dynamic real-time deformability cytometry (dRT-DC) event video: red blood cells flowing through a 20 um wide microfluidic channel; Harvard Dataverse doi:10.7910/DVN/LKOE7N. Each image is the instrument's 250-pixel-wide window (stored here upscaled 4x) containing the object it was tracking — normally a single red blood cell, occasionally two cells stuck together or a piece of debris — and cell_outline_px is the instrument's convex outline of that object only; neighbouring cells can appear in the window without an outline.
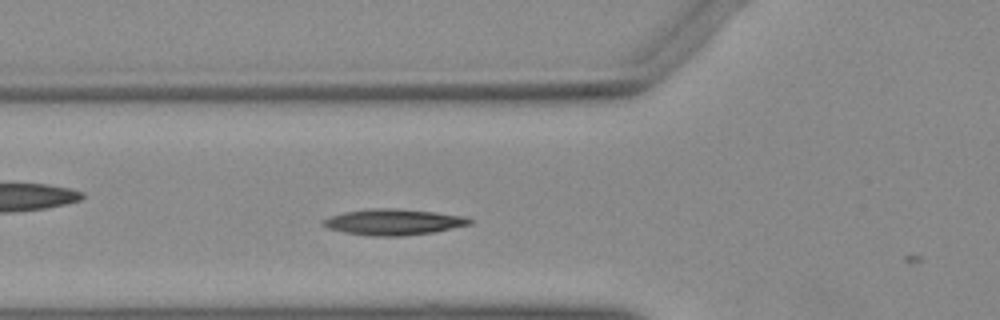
{"species": "Egyptian fruit bat (a non-hibernating species)", "species_latin": "Rousettus aegyptiacus", "temperature_condition": "warm", "stored_images_in_passage": 5, "camera_frame_rate_fps": 3000, "um_per_image_px": 0.085, "animal": {"sex": "female"}, "frame": {"image": 1, "passage_image": 4, "time_ms": 1.0, "image_size_px": [1000, 320], "cell_outline_px": [[476, 220], [472, 224], [432, 232], [400, 236], [376, 236], [344, 232], [328, 228], [324, 224], [324, 220], [332, 216], [344, 212], [376, 208], [396, 208], [436, 212], [468, 216]], "centroid_in_image_um": [33.56, 18.86], "position_along_channel_um": 92.2, "area_um2": 22.02}}